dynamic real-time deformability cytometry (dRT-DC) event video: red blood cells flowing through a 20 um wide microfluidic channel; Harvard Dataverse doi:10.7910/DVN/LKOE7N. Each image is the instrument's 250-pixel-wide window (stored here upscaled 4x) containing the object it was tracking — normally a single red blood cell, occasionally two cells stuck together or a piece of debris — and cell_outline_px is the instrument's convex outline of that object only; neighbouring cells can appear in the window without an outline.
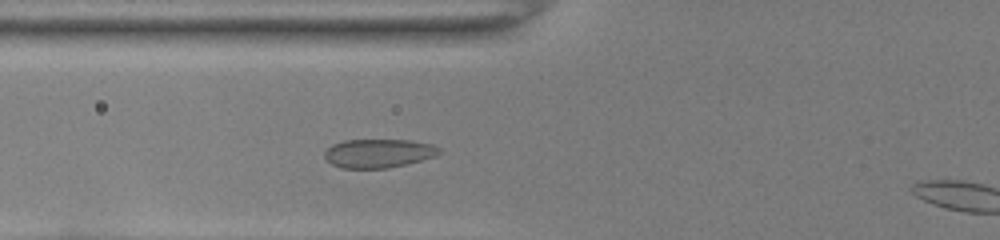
{"species": "common noctule bat (a hibernating species)", "species_latin": "Nyctalus noctula", "temperature_condition": "room temperature", "stored_images_in_passage": 39, "camera_frame_rate_fps": 3000, "um_per_image_px": 0.085, "animal": {"sex": "female", "body_mass_g": 22.0, "forearm_length_mm": 56.7}, "frame": {"image": 1, "passage_image": 11, "time_ms": 3.333, "image_size_px": [1000, 240], "cell_outline_px": [[440, 152], [432, 156], [420, 160], [388, 168], [340, 168], [332, 164], [324, 156], [324, 152], [332, 144], [344, 140], [412, 140], [432, 144], [440, 148]], "centroid_in_image_um": [32.13, 13.02], "position_along_channel_um": 93.7, "area_um2": 19.02}}
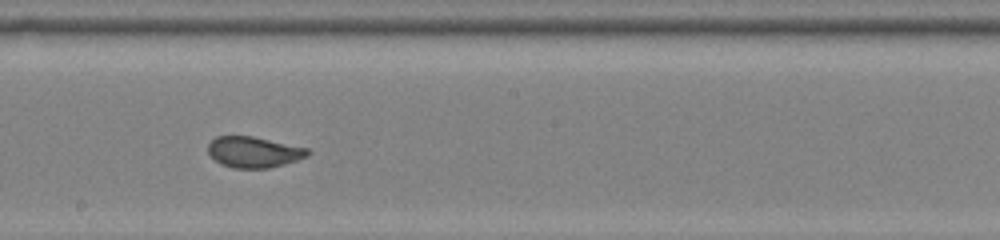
{"frame": {"image": 2, "passage_image": 21, "time_ms": 6.667, "image_size_px": [1000, 240], "cell_outline_px": [[312, 152], [308, 156], [284, 164], [268, 168], [236, 168], [224, 164], [216, 160], [208, 152], [208, 144], [216, 136], [252, 136], [308, 148]], "centroid_in_image_um": [21.6, 12.91], "position_along_channel_um": 226.6, "area_um2": 17.74}}
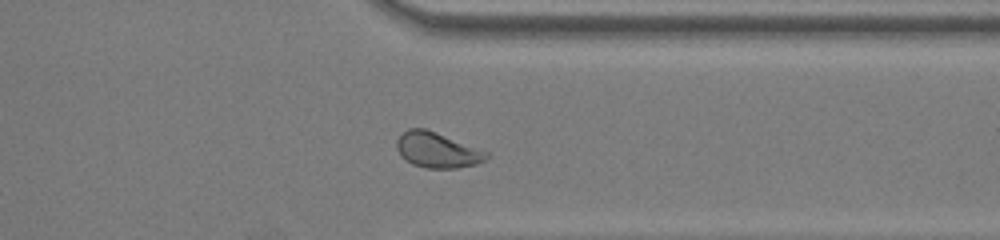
{"frame": {"image": 3, "passage_image": 32, "time_ms": 10.333, "image_size_px": [1000, 240], "cell_outline_px": [[488, 156], [484, 160], [476, 164], [456, 168], [424, 168], [412, 164], [400, 156], [396, 148], [396, 140], [408, 128], [424, 128], [436, 132], [488, 152]], "centroid_in_image_um": [37.12, 12.76], "position_along_channel_um": 374.3, "area_um2": 18.38}}